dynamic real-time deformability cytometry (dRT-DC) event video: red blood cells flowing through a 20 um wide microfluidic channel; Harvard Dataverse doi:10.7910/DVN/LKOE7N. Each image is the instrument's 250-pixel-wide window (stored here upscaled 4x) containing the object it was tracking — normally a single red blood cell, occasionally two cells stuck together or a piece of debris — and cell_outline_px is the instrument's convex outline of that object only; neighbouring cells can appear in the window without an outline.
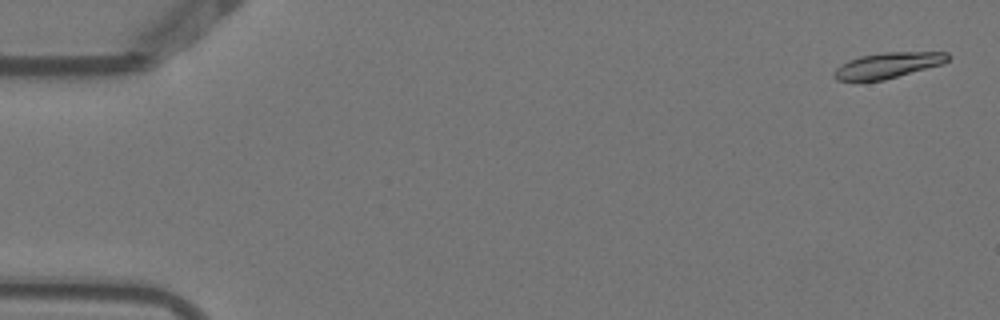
{"species": "Egyptian fruit bat (a non-hibernating species)", "species_latin": "Rousettus aegyptiacus", "temperature_condition": "warm", "stored_images_in_passage": 5, "camera_frame_rate_fps": 3000, "um_per_image_px": 0.085, "animal": {"sex": "female"}, "frame": {"image": 1, "passage_image": 1, "time_ms": 0.0, "image_size_px": [1000, 320], "cell_outline_px": [[952, 56], [944, 64], [884, 80], [836, 80], [832, 76], [832, 72], [836, 68], [848, 60], [860, 56], [884, 52], [948, 52]], "centroid_in_image_um": [75.5, 5.54], "position_along_channel_um": 9.5, "area_um2": 17.11}}
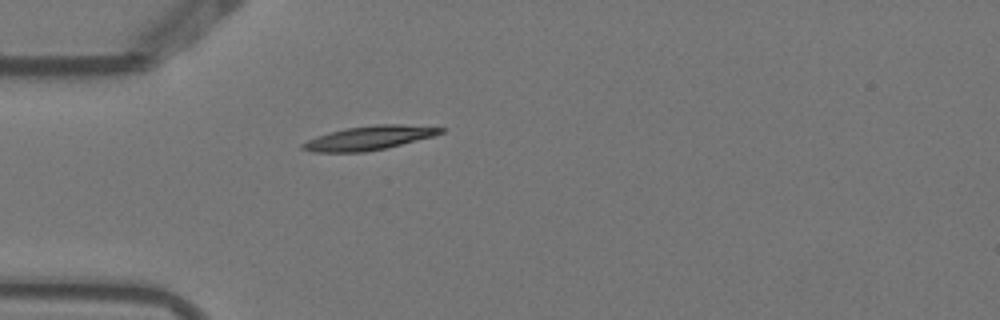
{"frame": {"image": 2, "passage_image": 5, "time_ms": 1.333, "image_size_px": [1000, 320], "cell_outline_px": [[444, 132], [432, 136], [384, 148], [364, 152], [312, 152], [300, 148], [300, 144], [316, 136], [344, 128], [376, 124], [400, 124], [444, 128]], "centroid_in_image_um": [31.3, 11.72], "position_along_channel_um": 53.7, "area_um2": 19.07}}